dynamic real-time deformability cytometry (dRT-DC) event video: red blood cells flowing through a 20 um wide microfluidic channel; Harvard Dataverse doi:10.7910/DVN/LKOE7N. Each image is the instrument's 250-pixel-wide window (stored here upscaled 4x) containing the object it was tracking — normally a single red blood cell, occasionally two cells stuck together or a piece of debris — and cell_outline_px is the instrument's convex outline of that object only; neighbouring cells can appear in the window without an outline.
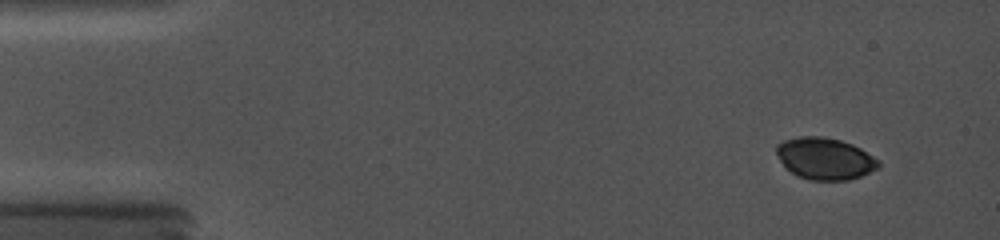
{"species": "common noctule bat (a hibernating species)", "species_latin": "Nyctalus noctula", "temperature_condition": "cold", "stored_images_in_passage": 10, "camera_frame_rate_fps": 5000, "um_per_image_px": 0.085, "animal": {"sex": "female", "body_mass_g": 19.0, "forearm_length_mm": 56.7}, "frame": {"image": 1, "passage_image": 1, "time_ms": 0.0, "image_size_px": [1000, 240], "cell_outline_px": [[880, 168], [860, 176], [848, 180], [812, 180], [796, 176], [780, 160], [776, 152], [776, 144], [784, 140], [800, 136], [824, 136], [840, 140], [852, 144], [860, 148], [880, 160]], "centroid_in_image_um": [70.14, 13.47], "position_along_channel_um": 14.9, "area_um2": 24.91}}